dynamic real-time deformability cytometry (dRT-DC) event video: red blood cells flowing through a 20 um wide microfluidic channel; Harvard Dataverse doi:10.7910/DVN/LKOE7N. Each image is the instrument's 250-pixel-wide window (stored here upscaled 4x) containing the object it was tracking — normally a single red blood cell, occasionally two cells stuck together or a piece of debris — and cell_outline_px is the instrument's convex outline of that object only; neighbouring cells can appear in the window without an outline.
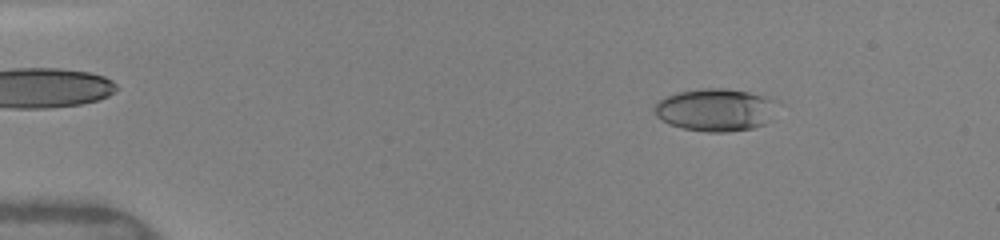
{"species": "human", "species_latin": "Homo sapiens", "temperature_condition": "warm", "stored_images_in_passage": 49, "camera_frame_rate_fps": 3000, "um_per_image_px": 0.085, "donor": {"sex": "female"}, "frame": {"image": 1, "passage_image": 7, "time_ms": 2.0, "image_size_px": [1000, 240], "cell_outline_px": [[780, 100], [764, 124], [752, 128], [728, 132], [708, 132], [684, 128], [668, 124], [656, 116], [656, 104], [664, 96], [676, 92], [704, 88], [724, 88], [748, 92], [768, 96]], "centroid_in_image_um": [60.82, 9.32], "position_along_channel_um": 24.2, "area_um2": 30.46}}
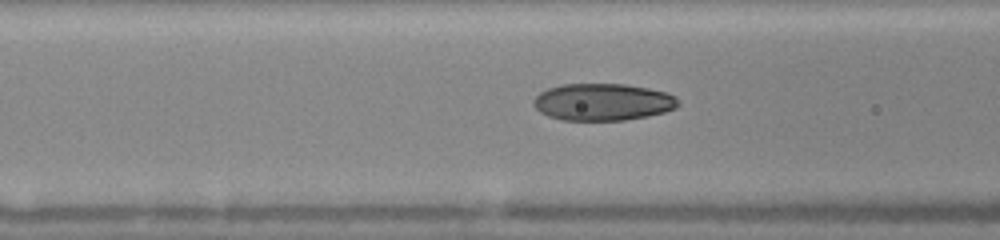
{"frame": {"image": 2, "passage_image": 20, "time_ms": 6.333, "image_size_px": [1000, 240], "cell_outline_px": [[680, 104], [676, 108], [664, 112], [648, 116], [624, 120], [564, 120], [548, 116], [540, 112], [532, 104], [532, 100], [540, 92], [548, 88], [560, 84], [624, 84], [648, 88], [668, 92], [676, 96]], "centroid_in_image_um": [51.24, 8.66], "position_along_channel_um": 115.4, "area_um2": 31.44}}
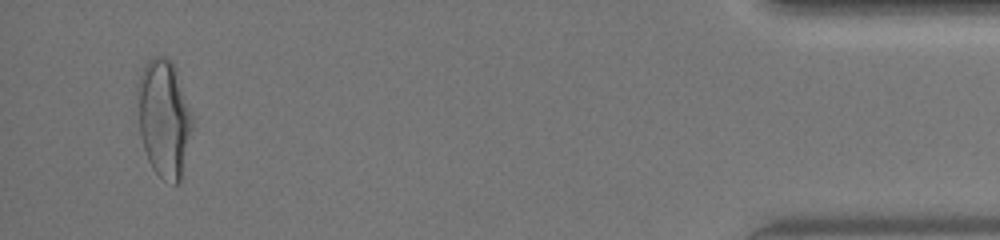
{"frame": {"image": 3, "passage_image": 47, "time_ms": 15.333, "image_size_px": [1000, 240], "cell_outline_px": [[192, 128], [180, 180], [176, 184], [172, 184], [164, 180], [152, 168], [148, 160], [140, 136], [136, 96], [136, 88], [144, 64], [152, 56], [168, 56], [176, 68], [192, 116]], "centroid_in_image_um": [13.9, 10.01], "position_along_channel_um": 421.3, "area_um2": 37.63}, "authors_computed_cell_mechanics": {"area_um2": 30.9808, "velocity_mm_per_s": 4.1418, "shape_relaxation_time_tau1_ms": 5.0456, "shape_relaxation_time_tau2_ms": null, "deformation_change_tau1": 0.2129, "deformation_change_tau2": null}}